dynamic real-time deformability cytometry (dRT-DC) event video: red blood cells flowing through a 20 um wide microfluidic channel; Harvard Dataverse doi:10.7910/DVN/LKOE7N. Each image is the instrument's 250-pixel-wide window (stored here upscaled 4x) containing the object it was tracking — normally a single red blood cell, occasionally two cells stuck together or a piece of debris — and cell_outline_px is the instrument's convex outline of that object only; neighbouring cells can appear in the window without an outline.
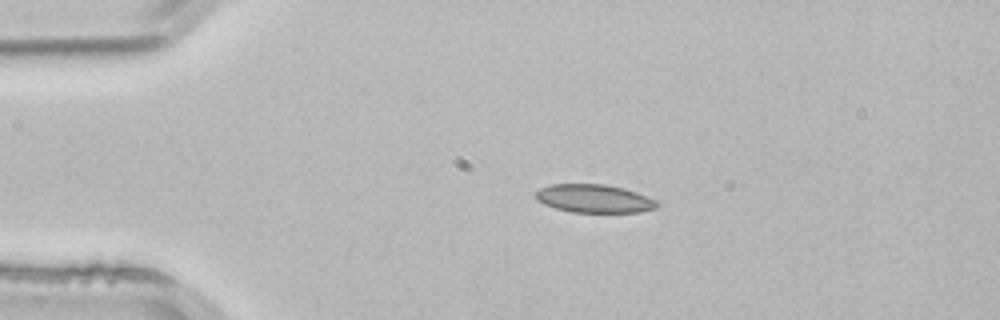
{"species": "common noctule bat (a hibernating species)", "species_latin": "Nyctalus noctula", "temperature_condition": "room temperature", "stored_images_in_passage": 2, "camera_frame_rate_fps": 3000, "um_per_image_px": 0.085, "animal": {"sex": "male", "body_mass_g": 21.5, "forearm_length_mm": 52.0}, "frame": {"image": 1, "passage_image": 1, "time_ms": 0.0, "image_size_px": [1000, 320], "cell_outline_px": [[660, 204], [656, 208], [640, 212], [572, 212], [556, 208], [544, 204], [536, 200], [536, 192], [540, 188], [552, 184], [604, 184], [624, 188], [636, 192], [656, 200]], "centroid_in_image_um": [50.51, 16.88], "position_along_channel_um": 34.5, "area_um2": 19.94}}